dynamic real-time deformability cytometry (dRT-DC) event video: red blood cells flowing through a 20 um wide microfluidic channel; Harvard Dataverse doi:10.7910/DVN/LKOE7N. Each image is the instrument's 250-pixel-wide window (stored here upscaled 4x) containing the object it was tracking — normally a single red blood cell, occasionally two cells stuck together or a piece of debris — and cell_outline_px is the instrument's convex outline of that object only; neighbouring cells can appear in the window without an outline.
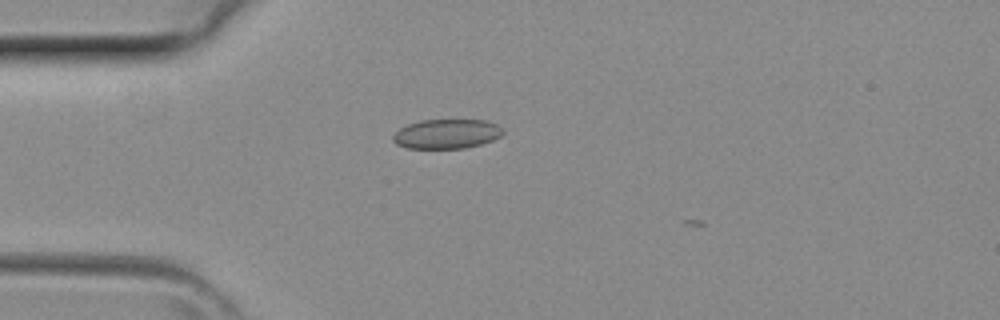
{"species": "common noctule bat (a hibernating species)", "species_latin": "Nyctalus noctula", "temperature_condition": "room temperature", "stored_images_in_passage": 3, "camera_frame_rate_fps": 3000, "um_per_image_px": 0.085, "animal": {"sex": "female", "body_mass_g": 29.2, "forearm_length_mm": 56.3}, "frame": {"image": 1, "passage_image": 3, "time_ms": 0.667, "image_size_px": [1000, 320], "cell_outline_px": [[504, 132], [500, 136], [492, 140], [480, 144], [464, 148], [408, 148], [396, 144], [392, 140], [392, 136], [400, 128], [408, 124], [420, 120], [484, 120], [496, 124]], "centroid_in_image_um": [37.93, 11.38], "position_along_channel_um": 47.1, "area_um2": 18.73}}